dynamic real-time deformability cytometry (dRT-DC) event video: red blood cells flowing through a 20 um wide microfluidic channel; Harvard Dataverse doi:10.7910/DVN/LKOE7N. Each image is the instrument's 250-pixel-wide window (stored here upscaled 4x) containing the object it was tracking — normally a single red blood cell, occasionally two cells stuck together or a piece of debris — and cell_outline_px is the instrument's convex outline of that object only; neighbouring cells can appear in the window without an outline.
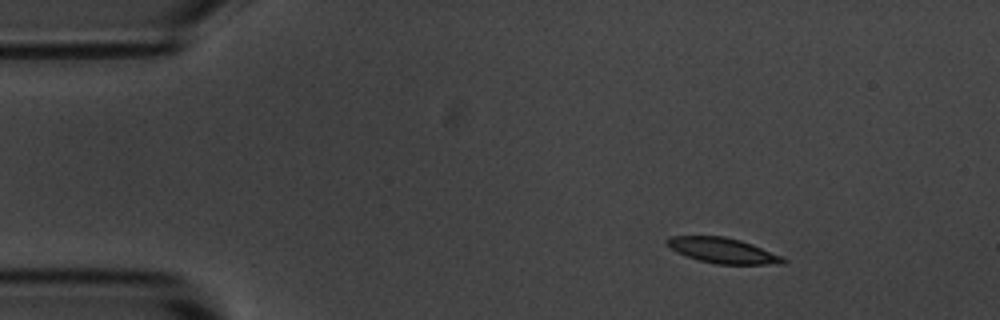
{"species": "common noctule bat (a hibernating species)", "species_latin": "Nyctalus noctula", "temperature_condition": "room temperature", "stored_images_in_passage": 9, "camera_frame_rate_fps": 3000, "um_per_image_px": 0.085, "animal": {"sex": "male", "body_mass_g": 20.1, "forearm_length_mm": 53.5}, "frame": {"image": 1, "passage_image": 1, "time_ms": 0.0, "image_size_px": [1000, 320], "cell_outline_px": [[788, 260], [784, 264], [716, 264], [700, 260], [676, 252], [664, 244], [664, 240], [668, 236], [724, 236], [740, 240], [752, 244], [784, 256]], "centroid_in_image_um": [61.44, 21.29], "position_along_channel_um": 23.6, "area_um2": 17.34}}
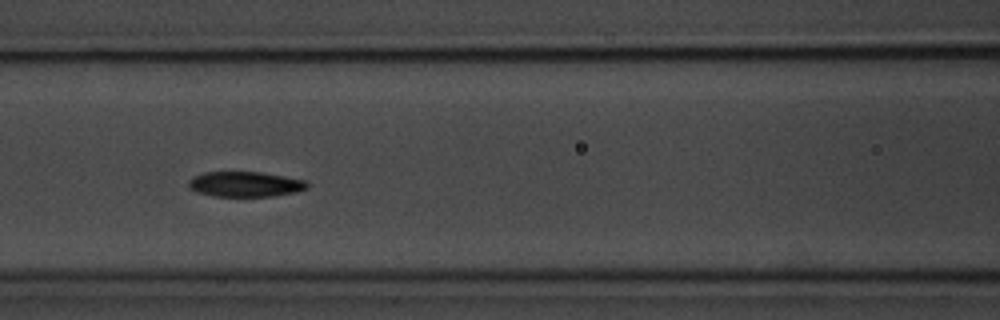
{"frame": {"image": 2, "passage_image": 6, "time_ms": 5.333, "image_size_px": [1000, 320], "cell_outline_px": [[308, 188], [296, 192], [272, 196], [216, 196], [196, 192], [188, 188], [188, 180], [192, 176], [204, 172], [260, 172], [308, 180]], "centroid_in_image_um": [20.83, 15.65], "position_along_channel_um": 145.8, "area_um2": 17.57}}
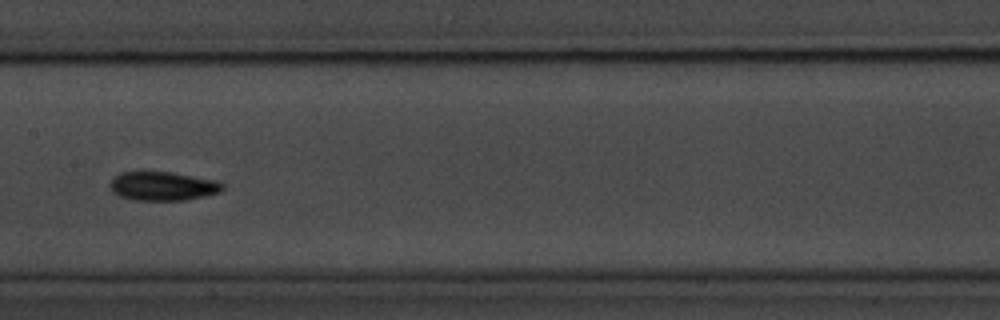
{"frame": {"image": 3, "passage_image": 7, "time_ms": 6.667, "image_size_px": [1000, 320], "cell_outline_px": [[224, 188], [220, 192], [204, 196], [184, 200], [132, 200], [120, 196], [112, 192], [108, 184], [112, 176], [120, 172], [172, 172], [216, 180], [224, 184]], "centroid_in_image_um": [13.8, 15.81], "position_along_channel_um": 193.6, "area_um2": 19.13}}